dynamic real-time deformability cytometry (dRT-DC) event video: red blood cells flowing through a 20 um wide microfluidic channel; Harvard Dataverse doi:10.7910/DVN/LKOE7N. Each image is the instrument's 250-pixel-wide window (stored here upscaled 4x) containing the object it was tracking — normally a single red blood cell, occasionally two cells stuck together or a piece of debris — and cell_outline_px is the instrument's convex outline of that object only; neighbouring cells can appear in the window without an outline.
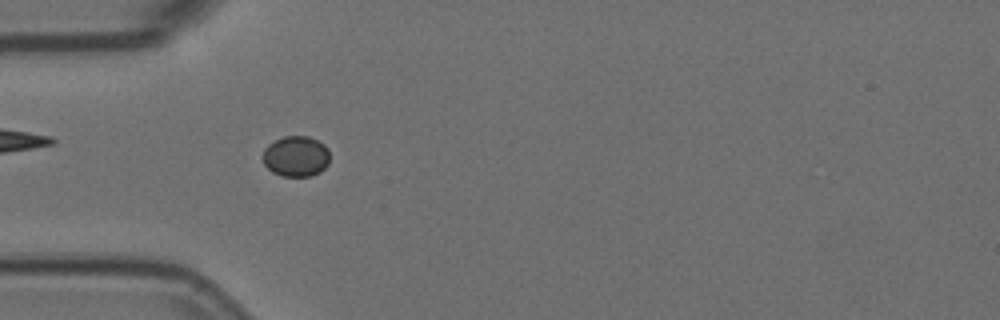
{"species": "Egyptian fruit bat (a non-hibernating species)", "species_latin": "Rousettus aegyptiacus", "temperature_condition": "room temperature", "stored_images_in_passage": 43, "camera_frame_rate_fps": 3000, "um_per_image_px": 0.085, "animal": {"sex": "female"}, "frame": {"image": 1, "passage_image": 4, "time_ms": 1.0, "image_size_px": [1000, 320], "cell_outline_px": [[328, 164], [320, 172], [312, 176], [284, 176], [272, 172], [264, 164], [264, 148], [268, 144], [284, 136], [308, 136], [324, 144], [328, 148]], "centroid_in_image_um": [25.17, 13.29], "position_along_channel_um": 59.8, "area_um2": 15.78}}
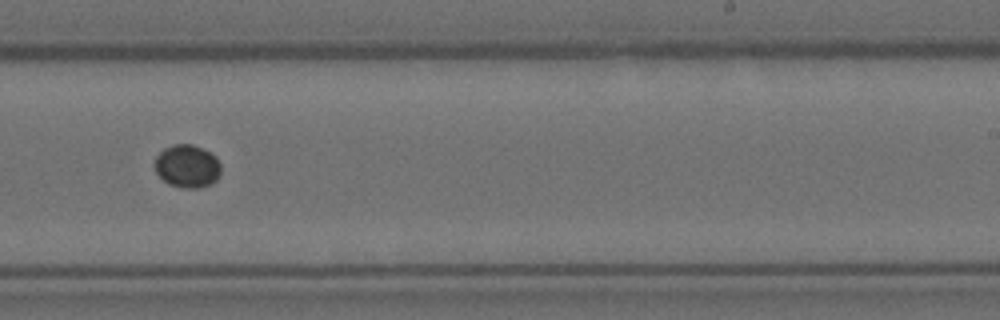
{"frame": {"image": 2, "passage_image": 22, "time_ms": 7.0, "image_size_px": [1000, 320], "cell_outline_px": [[220, 176], [212, 184], [200, 188], [184, 188], [168, 184], [156, 172], [152, 164], [156, 156], [164, 148], [172, 144], [192, 144], [216, 156], [220, 164]], "centroid_in_image_um": [15.9, 14.13], "position_along_channel_um": 273.1, "area_um2": 16.76}}
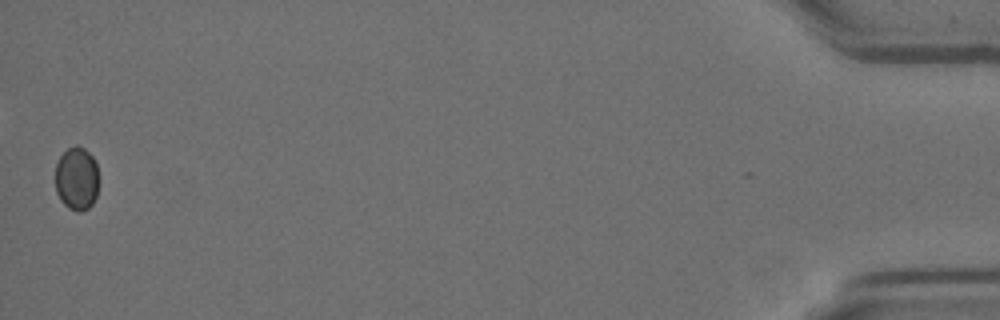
{"frame": {"image": 3, "passage_image": 43, "time_ms": 14.0, "image_size_px": [1000, 320], "cell_outline_px": [[96, 196], [92, 204], [88, 208], [80, 212], [76, 212], [68, 208], [60, 200], [56, 192], [56, 164], [60, 156], [68, 148], [76, 144], [84, 148], [92, 156], [96, 164]], "centroid_in_image_um": [6.49, 15.19], "position_along_channel_um": 428.7, "area_um2": 15.9}}